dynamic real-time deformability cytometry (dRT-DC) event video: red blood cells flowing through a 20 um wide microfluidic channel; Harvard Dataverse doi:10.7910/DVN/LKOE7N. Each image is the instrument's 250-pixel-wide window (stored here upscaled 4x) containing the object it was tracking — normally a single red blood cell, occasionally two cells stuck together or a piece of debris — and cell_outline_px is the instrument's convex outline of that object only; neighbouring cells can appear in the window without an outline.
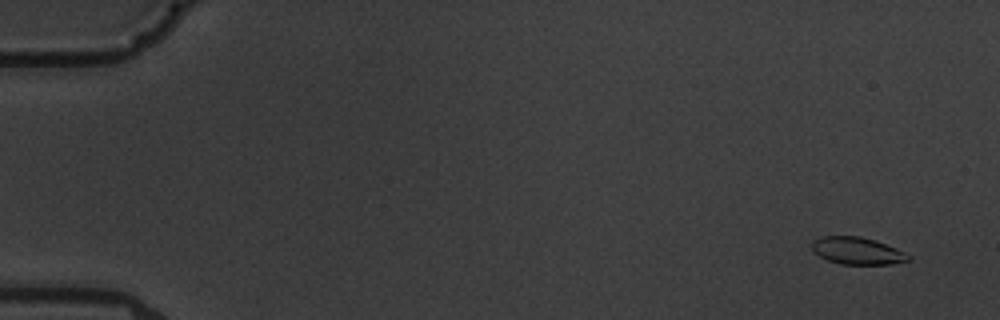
{"species": "common noctule bat (a hibernating species)", "species_latin": "Nyctalus noctula", "temperature_condition": "warm", "stored_images_in_passage": 10, "camera_frame_rate_fps": 3000, "um_per_image_px": 0.085, "animal": {"sex": "male", "body_mass_g": 19.5, "forearm_length_mm": 54.6}, "frame": {"image": 1, "passage_image": 1, "time_ms": 0.0, "image_size_px": [1000, 320], "cell_outline_px": [[912, 260], [892, 264], [840, 264], [828, 260], [812, 252], [812, 240], [824, 236], [860, 236], [896, 248], [912, 256]], "centroid_in_image_um": [72.87, 21.33], "position_along_channel_um": 12.1, "area_um2": 15.26}}
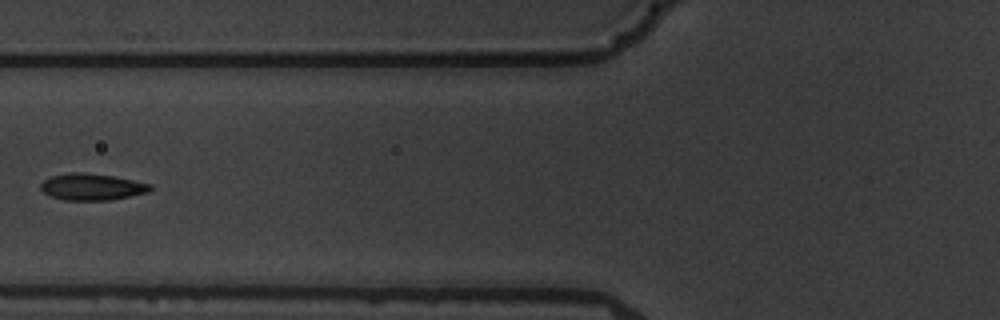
{"frame": {"image": 2, "passage_image": 7, "time_ms": 7.0, "image_size_px": [1000, 320], "cell_outline_px": [[152, 188], [148, 192], [108, 200], [64, 200], [52, 196], [44, 192], [40, 188], [40, 184], [44, 180], [52, 176], [68, 172], [84, 172], [112, 176], [152, 184]], "centroid_in_image_um": [7.79, 15.87], "position_along_channel_um": 118.0, "area_um2": 16.82}}
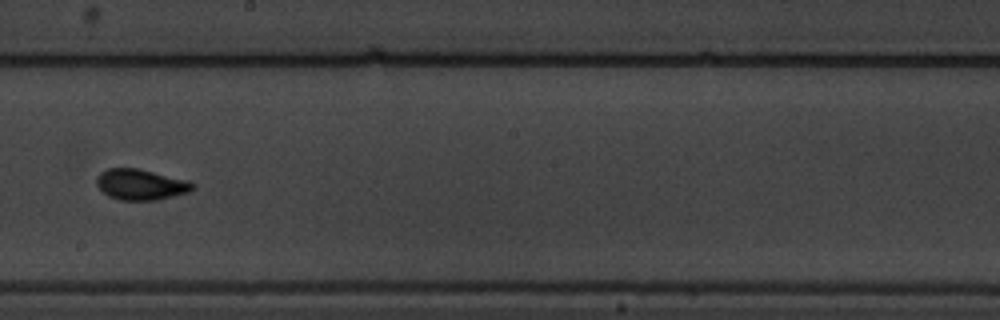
{"frame": {"image": 3, "passage_image": 10, "time_ms": 10.333, "image_size_px": [1000, 320], "cell_outline_px": [[196, 188], [188, 192], [156, 200], [120, 200], [108, 196], [96, 184], [96, 176], [100, 172], [108, 168], [136, 168], [188, 180], [196, 184]], "centroid_in_image_um": [11.96, 15.68], "position_along_channel_um": 236.2, "area_um2": 17.22}}